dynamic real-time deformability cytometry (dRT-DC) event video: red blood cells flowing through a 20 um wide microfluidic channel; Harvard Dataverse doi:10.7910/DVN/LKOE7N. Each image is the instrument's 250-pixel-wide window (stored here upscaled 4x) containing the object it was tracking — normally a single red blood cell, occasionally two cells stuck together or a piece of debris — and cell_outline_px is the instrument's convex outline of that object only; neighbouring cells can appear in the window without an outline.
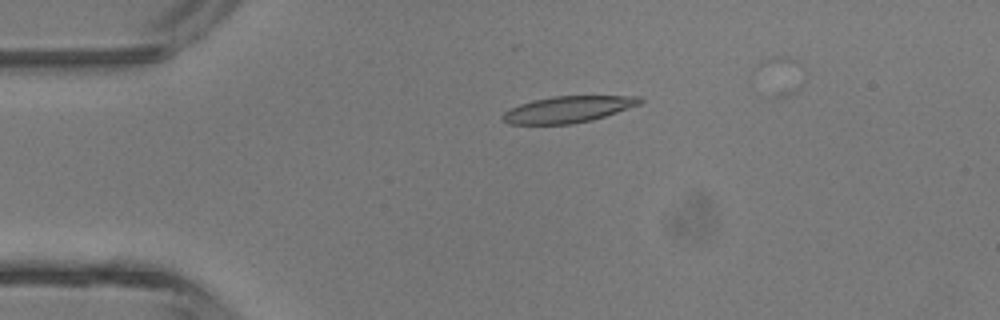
{"species": "common noctule bat (a hibernating species)", "species_latin": "Nyctalus noctula", "temperature_condition": "room temperature", "stored_images_in_passage": 5, "camera_frame_rate_fps": 3000, "um_per_image_px": 0.085, "animal": {"sex": "male", "body_mass_g": 13.3}, "frame": {"image": 1, "passage_image": 5, "time_ms": 5.333, "image_size_px": [1000, 320], "cell_outline_px": [[644, 100], [640, 104], [592, 120], [572, 124], [508, 124], [500, 120], [500, 116], [504, 112], [520, 104], [532, 100], [556, 96], [640, 96]], "centroid_in_image_um": [48.24, 9.3], "position_along_channel_um": 36.8, "area_um2": 21.1}}